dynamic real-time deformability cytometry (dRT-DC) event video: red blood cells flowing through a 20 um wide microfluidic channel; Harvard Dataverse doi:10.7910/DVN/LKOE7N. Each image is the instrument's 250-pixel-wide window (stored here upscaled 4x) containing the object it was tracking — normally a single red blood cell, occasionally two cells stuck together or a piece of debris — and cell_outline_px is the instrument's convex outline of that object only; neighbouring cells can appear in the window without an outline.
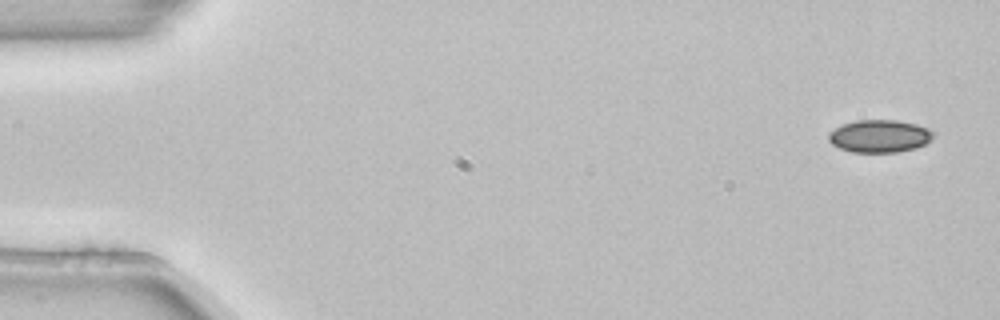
{"species": "common noctule bat (a hibernating species)", "species_latin": "Nyctalus noctula", "temperature_condition": "room temperature", "stored_images_in_passage": 4, "camera_frame_rate_fps": 3000, "um_per_image_px": 0.085, "animal": {"sex": "female", "body_mass_g": 22.7, "forearm_length_mm": 54.2}, "frame": {"image": 1, "passage_image": 1, "time_ms": 0.0, "image_size_px": [1000, 320], "cell_outline_px": [[936, 132], [924, 144], [916, 148], [896, 152], [852, 152], [840, 148], [832, 144], [828, 140], [828, 132], [844, 124], [856, 120], [896, 120], [916, 124], [928, 128]], "centroid_in_image_um": [74.75, 11.57], "position_along_channel_um": 10.2, "area_um2": 19.83}}
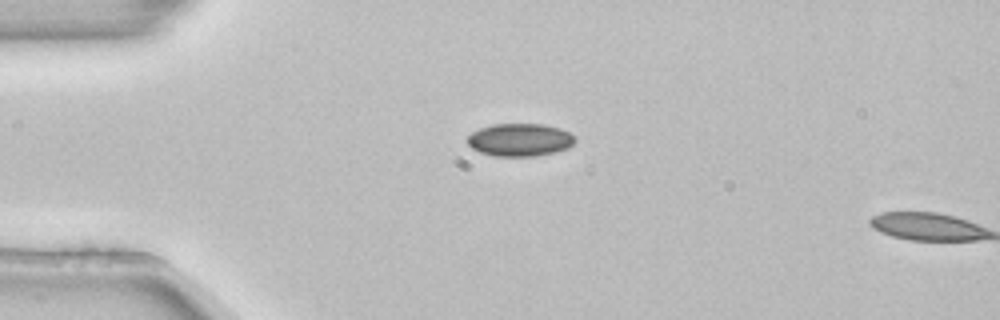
{"frame": {"image": 2, "passage_image": 3, "time_ms": 0.667, "image_size_px": [1000, 320], "cell_outline_px": [[576, 140], [568, 148], [536, 156], [492, 156], [480, 152], [472, 148], [464, 140], [472, 132], [480, 128], [492, 124], [544, 124], [560, 128], [568, 132]], "centroid_in_image_um": [44.14, 11.88], "position_along_channel_um": 40.9, "area_um2": 20.58}}